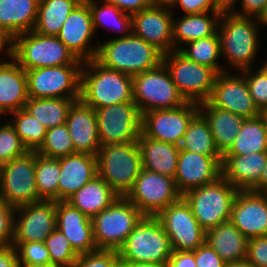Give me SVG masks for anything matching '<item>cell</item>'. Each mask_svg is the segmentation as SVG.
Segmentation results:
<instances>
[{
    "mask_svg": "<svg viewBox=\"0 0 267 267\" xmlns=\"http://www.w3.org/2000/svg\"><path fill=\"white\" fill-rule=\"evenodd\" d=\"M98 42L95 60L102 66L135 76L156 68L163 62V53L155 46L131 33L125 37Z\"/></svg>",
    "mask_w": 267,
    "mask_h": 267,
    "instance_id": "cell-1",
    "label": "cell"
},
{
    "mask_svg": "<svg viewBox=\"0 0 267 267\" xmlns=\"http://www.w3.org/2000/svg\"><path fill=\"white\" fill-rule=\"evenodd\" d=\"M133 78L102 66L95 59L83 62L80 99L99 109L122 102H133Z\"/></svg>",
    "mask_w": 267,
    "mask_h": 267,
    "instance_id": "cell-2",
    "label": "cell"
},
{
    "mask_svg": "<svg viewBox=\"0 0 267 267\" xmlns=\"http://www.w3.org/2000/svg\"><path fill=\"white\" fill-rule=\"evenodd\" d=\"M255 17L221 13L217 32L220 37L221 55L239 72L250 69L257 55L259 40Z\"/></svg>",
    "mask_w": 267,
    "mask_h": 267,
    "instance_id": "cell-3",
    "label": "cell"
},
{
    "mask_svg": "<svg viewBox=\"0 0 267 267\" xmlns=\"http://www.w3.org/2000/svg\"><path fill=\"white\" fill-rule=\"evenodd\" d=\"M98 175L120 197H125L142 170L137 142L102 145L97 153Z\"/></svg>",
    "mask_w": 267,
    "mask_h": 267,
    "instance_id": "cell-4",
    "label": "cell"
},
{
    "mask_svg": "<svg viewBox=\"0 0 267 267\" xmlns=\"http://www.w3.org/2000/svg\"><path fill=\"white\" fill-rule=\"evenodd\" d=\"M12 58L25 70L63 65H83L57 36L35 31L13 38Z\"/></svg>",
    "mask_w": 267,
    "mask_h": 267,
    "instance_id": "cell-5",
    "label": "cell"
},
{
    "mask_svg": "<svg viewBox=\"0 0 267 267\" xmlns=\"http://www.w3.org/2000/svg\"><path fill=\"white\" fill-rule=\"evenodd\" d=\"M168 235L156 217L144 216L118 250L121 263L147 262L166 266L172 255Z\"/></svg>",
    "mask_w": 267,
    "mask_h": 267,
    "instance_id": "cell-6",
    "label": "cell"
},
{
    "mask_svg": "<svg viewBox=\"0 0 267 267\" xmlns=\"http://www.w3.org/2000/svg\"><path fill=\"white\" fill-rule=\"evenodd\" d=\"M238 191L221 176L212 183L185 192L182 197L189 204L200 226L207 231L230 220L231 208Z\"/></svg>",
    "mask_w": 267,
    "mask_h": 267,
    "instance_id": "cell-7",
    "label": "cell"
},
{
    "mask_svg": "<svg viewBox=\"0 0 267 267\" xmlns=\"http://www.w3.org/2000/svg\"><path fill=\"white\" fill-rule=\"evenodd\" d=\"M144 215L126 197L118 196L92 218L97 250L118 251Z\"/></svg>",
    "mask_w": 267,
    "mask_h": 267,
    "instance_id": "cell-8",
    "label": "cell"
},
{
    "mask_svg": "<svg viewBox=\"0 0 267 267\" xmlns=\"http://www.w3.org/2000/svg\"><path fill=\"white\" fill-rule=\"evenodd\" d=\"M133 102L139 112L177 108L187 101L163 64L133 76Z\"/></svg>",
    "mask_w": 267,
    "mask_h": 267,
    "instance_id": "cell-9",
    "label": "cell"
},
{
    "mask_svg": "<svg viewBox=\"0 0 267 267\" xmlns=\"http://www.w3.org/2000/svg\"><path fill=\"white\" fill-rule=\"evenodd\" d=\"M163 64L186 101H207L219 74L215 69L187 59L178 50L163 54Z\"/></svg>",
    "mask_w": 267,
    "mask_h": 267,
    "instance_id": "cell-10",
    "label": "cell"
},
{
    "mask_svg": "<svg viewBox=\"0 0 267 267\" xmlns=\"http://www.w3.org/2000/svg\"><path fill=\"white\" fill-rule=\"evenodd\" d=\"M0 196L15 208L42 200L36 187L35 151L1 165Z\"/></svg>",
    "mask_w": 267,
    "mask_h": 267,
    "instance_id": "cell-11",
    "label": "cell"
},
{
    "mask_svg": "<svg viewBox=\"0 0 267 267\" xmlns=\"http://www.w3.org/2000/svg\"><path fill=\"white\" fill-rule=\"evenodd\" d=\"M81 68L63 65L27 70L28 98L80 99Z\"/></svg>",
    "mask_w": 267,
    "mask_h": 267,
    "instance_id": "cell-12",
    "label": "cell"
},
{
    "mask_svg": "<svg viewBox=\"0 0 267 267\" xmlns=\"http://www.w3.org/2000/svg\"><path fill=\"white\" fill-rule=\"evenodd\" d=\"M125 197L144 216L156 217L164 208L178 201L182 194L173 178L142 168Z\"/></svg>",
    "mask_w": 267,
    "mask_h": 267,
    "instance_id": "cell-13",
    "label": "cell"
},
{
    "mask_svg": "<svg viewBox=\"0 0 267 267\" xmlns=\"http://www.w3.org/2000/svg\"><path fill=\"white\" fill-rule=\"evenodd\" d=\"M98 136L102 145L137 142L141 113L134 102H122L96 109Z\"/></svg>",
    "mask_w": 267,
    "mask_h": 267,
    "instance_id": "cell-14",
    "label": "cell"
},
{
    "mask_svg": "<svg viewBox=\"0 0 267 267\" xmlns=\"http://www.w3.org/2000/svg\"><path fill=\"white\" fill-rule=\"evenodd\" d=\"M156 218L168 235L173 251H194L205 242L206 231L183 197L164 208Z\"/></svg>",
    "mask_w": 267,
    "mask_h": 267,
    "instance_id": "cell-15",
    "label": "cell"
},
{
    "mask_svg": "<svg viewBox=\"0 0 267 267\" xmlns=\"http://www.w3.org/2000/svg\"><path fill=\"white\" fill-rule=\"evenodd\" d=\"M199 104L187 101L172 109H158L141 114V133L155 140L180 145Z\"/></svg>",
    "mask_w": 267,
    "mask_h": 267,
    "instance_id": "cell-16",
    "label": "cell"
},
{
    "mask_svg": "<svg viewBox=\"0 0 267 267\" xmlns=\"http://www.w3.org/2000/svg\"><path fill=\"white\" fill-rule=\"evenodd\" d=\"M55 229L56 201L41 200L16 208L13 242H44Z\"/></svg>",
    "mask_w": 267,
    "mask_h": 267,
    "instance_id": "cell-17",
    "label": "cell"
},
{
    "mask_svg": "<svg viewBox=\"0 0 267 267\" xmlns=\"http://www.w3.org/2000/svg\"><path fill=\"white\" fill-rule=\"evenodd\" d=\"M207 101L214 107L233 112L245 119L257 117L260 112L241 72L237 76L228 71L219 73Z\"/></svg>",
    "mask_w": 267,
    "mask_h": 267,
    "instance_id": "cell-18",
    "label": "cell"
},
{
    "mask_svg": "<svg viewBox=\"0 0 267 267\" xmlns=\"http://www.w3.org/2000/svg\"><path fill=\"white\" fill-rule=\"evenodd\" d=\"M94 35L89 4L82 0L68 15L57 37L78 60L86 62L97 54L98 46L90 44Z\"/></svg>",
    "mask_w": 267,
    "mask_h": 267,
    "instance_id": "cell-19",
    "label": "cell"
},
{
    "mask_svg": "<svg viewBox=\"0 0 267 267\" xmlns=\"http://www.w3.org/2000/svg\"><path fill=\"white\" fill-rule=\"evenodd\" d=\"M172 9L150 6L132 14V33L163 54L173 51Z\"/></svg>",
    "mask_w": 267,
    "mask_h": 267,
    "instance_id": "cell-20",
    "label": "cell"
},
{
    "mask_svg": "<svg viewBox=\"0 0 267 267\" xmlns=\"http://www.w3.org/2000/svg\"><path fill=\"white\" fill-rule=\"evenodd\" d=\"M230 221L248 240L267 236V199L262 193L239 190L231 208Z\"/></svg>",
    "mask_w": 267,
    "mask_h": 267,
    "instance_id": "cell-21",
    "label": "cell"
},
{
    "mask_svg": "<svg viewBox=\"0 0 267 267\" xmlns=\"http://www.w3.org/2000/svg\"><path fill=\"white\" fill-rule=\"evenodd\" d=\"M222 158H213L190 151L180 150L175 174V184L185 192L212 183L222 176Z\"/></svg>",
    "mask_w": 267,
    "mask_h": 267,
    "instance_id": "cell-22",
    "label": "cell"
},
{
    "mask_svg": "<svg viewBox=\"0 0 267 267\" xmlns=\"http://www.w3.org/2000/svg\"><path fill=\"white\" fill-rule=\"evenodd\" d=\"M56 228L78 254L97 251L92 218L66 201H56Z\"/></svg>",
    "mask_w": 267,
    "mask_h": 267,
    "instance_id": "cell-23",
    "label": "cell"
},
{
    "mask_svg": "<svg viewBox=\"0 0 267 267\" xmlns=\"http://www.w3.org/2000/svg\"><path fill=\"white\" fill-rule=\"evenodd\" d=\"M66 125L75 152L97 156L101 143L98 136L96 110L81 99L76 100L68 112Z\"/></svg>",
    "mask_w": 267,
    "mask_h": 267,
    "instance_id": "cell-24",
    "label": "cell"
},
{
    "mask_svg": "<svg viewBox=\"0 0 267 267\" xmlns=\"http://www.w3.org/2000/svg\"><path fill=\"white\" fill-rule=\"evenodd\" d=\"M60 164L58 201H66L71 195L98 175L97 157L75 153L57 158Z\"/></svg>",
    "mask_w": 267,
    "mask_h": 267,
    "instance_id": "cell-25",
    "label": "cell"
},
{
    "mask_svg": "<svg viewBox=\"0 0 267 267\" xmlns=\"http://www.w3.org/2000/svg\"><path fill=\"white\" fill-rule=\"evenodd\" d=\"M267 162V152L223 155L222 176L238 190H251L259 181Z\"/></svg>",
    "mask_w": 267,
    "mask_h": 267,
    "instance_id": "cell-26",
    "label": "cell"
},
{
    "mask_svg": "<svg viewBox=\"0 0 267 267\" xmlns=\"http://www.w3.org/2000/svg\"><path fill=\"white\" fill-rule=\"evenodd\" d=\"M10 60L0 61V116L23 109L28 101L26 71Z\"/></svg>",
    "mask_w": 267,
    "mask_h": 267,
    "instance_id": "cell-27",
    "label": "cell"
},
{
    "mask_svg": "<svg viewBox=\"0 0 267 267\" xmlns=\"http://www.w3.org/2000/svg\"><path fill=\"white\" fill-rule=\"evenodd\" d=\"M137 143L141 153L142 168L175 178L180 151L178 145L155 140L142 133Z\"/></svg>",
    "mask_w": 267,
    "mask_h": 267,
    "instance_id": "cell-28",
    "label": "cell"
},
{
    "mask_svg": "<svg viewBox=\"0 0 267 267\" xmlns=\"http://www.w3.org/2000/svg\"><path fill=\"white\" fill-rule=\"evenodd\" d=\"M199 112L209 124L218 151L224 155L233 145L245 118L214 107L208 101L199 103Z\"/></svg>",
    "mask_w": 267,
    "mask_h": 267,
    "instance_id": "cell-29",
    "label": "cell"
},
{
    "mask_svg": "<svg viewBox=\"0 0 267 267\" xmlns=\"http://www.w3.org/2000/svg\"><path fill=\"white\" fill-rule=\"evenodd\" d=\"M40 0H0V29L11 38L34 29Z\"/></svg>",
    "mask_w": 267,
    "mask_h": 267,
    "instance_id": "cell-30",
    "label": "cell"
},
{
    "mask_svg": "<svg viewBox=\"0 0 267 267\" xmlns=\"http://www.w3.org/2000/svg\"><path fill=\"white\" fill-rule=\"evenodd\" d=\"M205 241L226 263L246 259L248 239L230 220L207 230Z\"/></svg>",
    "mask_w": 267,
    "mask_h": 267,
    "instance_id": "cell-31",
    "label": "cell"
},
{
    "mask_svg": "<svg viewBox=\"0 0 267 267\" xmlns=\"http://www.w3.org/2000/svg\"><path fill=\"white\" fill-rule=\"evenodd\" d=\"M117 197L108 183L97 175L71 195L66 202L89 218H93L109 207Z\"/></svg>",
    "mask_w": 267,
    "mask_h": 267,
    "instance_id": "cell-32",
    "label": "cell"
},
{
    "mask_svg": "<svg viewBox=\"0 0 267 267\" xmlns=\"http://www.w3.org/2000/svg\"><path fill=\"white\" fill-rule=\"evenodd\" d=\"M185 14L178 20L173 17V51L179 50L180 43L212 36L217 32L221 12ZM178 45V47H177Z\"/></svg>",
    "mask_w": 267,
    "mask_h": 267,
    "instance_id": "cell-33",
    "label": "cell"
},
{
    "mask_svg": "<svg viewBox=\"0 0 267 267\" xmlns=\"http://www.w3.org/2000/svg\"><path fill=\"white\" fill-rule=\"evenodd\" d=\"M82 0H40L33 31L57 36L68 15Z\"/></svg>",
    "mask_w": 267,
    "mask_h": 267,
    "instance_id": "cell-34",
    "label": "cell"
},
{
    "mask_svg": "<svg viewBox=\"0 0 267 267\" xmlns=\"http://www.w3.org/2000/svg\"><path fill=\"white\" fill-rule=\"evenodd\" d=\"M79 99L28 98L24 109L47 130L66 123L72 104Z\"/></svg>",
    "mask_w": 267,
    "mask_h": 267,
    "instance_id": "cell-35",
    "label": "cell"
},
{
    "mask_svg": "<svg viewBox=\"0 0 267 267\" xmlns=\"http://www.w3.org/2000/svg\"><path fill=\"white\" fill-rule=\"evenodd\" d=\"M179 149L213 158L223 157L216 147L207 120L200 112L190 121L179 145Z\"/></svg>",
    "mask_w": 267,
    "mask_h": 267,
    "instance_id": "cell-36",
    "label": "cell"
},
{
    "mask_svg": "<svg viewBox=\"0 0 267 267\" xmlns=\"http://www.w3.org/2000/svg\"><path fill=\"white\" fill-rule=\"evenodd\" d=\"M267 152V130L260 116L245 119L233 145L224 155Z\"/></svg>",
    "mask_w": 267,
    "mask_h": 267,
    "instance_id": "cell-37",
    "label": "cell"
},
{
    "mask_svg": "<svg viewBox=\"0 0 267 267\" xmlns=\"http://www.w3.org/2000/svg\"><path fill=\"white\" fill-rule=\"evenodd\" d=\"M178 51L187 59L213 68L218 73L228 70L218 62V59L222 57L218 32L212 36L190 41L186 43L185 48L182 47Z\"/></svg>",
    "mask_w": 267,
    "mask_h": 267,
    "instance_id": "cell-38",
    "label": "cell"
},
{
    "mask_svg": "<svg viewBox=\"0 0 267 267\" xmlns=\"http://www.w3.org/2000/svg\"><path fill=\"white\" fill-rule=\"evenodd\" d=\"M35 174L39 197L58 201L60 164L57 158H48L35 151Z\"/></svg>",
    "mask_w": 267,
    "mask_h": 267,
    "instance_id": "cell-39",
    "label": "cell"
},
{
    "mask_svg": "<svg viewBox=\"0 0 267 267\" xmlns=\"http://www.w3.org/2000/svg\"><path fill=\"white\" fill-rule=\"evenodd\" d=\"M85 1L89 4L92 25L95 33L100 25L105 27L106 25L111 26L110 24H112L113 27H116L117 31L121 33L125 32L119 37H125L132 33V16L130 14L123 12L116 6L107 2L101 6L98 4L97 0Z\"/></svg>",
    "mask_w": 267,
    "mask_h": 267,
    "instance_id": "cell-40",
    "label": "cell"
},
{
    "mask_svg": "<svg viewBox=\"0 0 267 267\" xmlns=\"http://www.w3.org/2000/svg\"><path fill=\"white\" fill-rule=\"evenodd\" d=\"M16 133L28 151H37L44 143L47 129L24 108L10 113Z\"/></svg>",
    "mask_w": 267,
    "mask_h": 267,
    "instance_id": "cell-41",
    "label": "cell"
},
{
    "mask_svg": "<svg viewBox=\"0 0 267 267\" xmlns=\"http://www.w3.org/2000/svg\"><path fill=\"white\" fill-rule=\"evenodd\" d=\"M36 152L48 158L75 154V148L66 123L48 129L44 143Z\"/></svg>",
    "mask_w": 267,
    "mask_h": 267,
    "instance_id": "cell-42",
    "label": "cell"
},
{
    "mask_svg": "<svg viewBox=\"0 0 267 267\" xmlns=\"http://www.w3.org/2000/svg\"><path fill=\"white\" fill-rule=\"evenodd\" d=\"M46 248L52 264L60 267H73L78 253L72 248L68 239L57 228L45 239Z\"/></svg>",
    "mask_w": 267,
    "mask_h": 267,
    "instance_id": "cell-43",
    "label": "cell"
},
{
    "mask_svg": "<svg viewBox=\"0 0 267 267\" xmlns=\"http://www.w3.org/2000/svg\"><path fill=\"white\" fill-rule=\"evenodd\" d=\"M21 267H36L51 263L50 254L44 242H13Z\"/></svg>",
    "mask_w": 267,
    "mask_h": 267,
    "instance_id": "cell-44",
    "label": "cell"
},
{
    "mask_svg": "<svg viewBox=\"0 0 267 267\" xmlns=\"http://www.w3.org/2000/svg\"><path fill=\"white\" fill-rule=\"evenodd\" d=\"M28 151L19 138L14 126L7 122L0 126V164L22 156Z\"/></svg>",
    "mask_w": 267,
    "mask_h": 267,
    "instance_id": "cell-45",
    "label": "cell"
},
{
    "mask_svg": "<svg viewBox=\"0 0 267 267\" xmlns=\"http://www.w3.org/2000/svg\"><path fill=\"white\" fill-rule=\"evenodd\" d=\"M251 70L250 68L241 73L246 79L251 98L260 111L267 107V73L261 67L256 73Z\"/></svg>",
    "mask_w": 267,
    "mask_h": 267,
    "instance_id": "cell-46",
    "label": "cell"
},
{
    "mask_svg": "<svg viewBox=\"0 0 267 267\" xmlns=\"http://www.w3.org/2000/svg\"><path fill=\"white\" fill-rule=\"evenodd\" d=\"M119 253L116 250H97L79 254L73 267H121Z\"/></svg>",
    "mask_w": 267,
    "mask_h": 267,
    "instance_id": "cell-47",
    "label": "cell"
},
{
    "mask_svg": "<svg viewBox=\"0 0 267 267\" xmlns=\"http://www.w3.org/2000/svg\"><path fill=\"white\" fill-rule=\"evenodd\" d=\"M15 210L0 196V247L12 246Z\"/></svg>",
    "mask_w": 267,
    "mask_h": 267,
    "instance_id": "cell-48",
    "label": "cell"
},
{
    "mask_svg": "<svg viewBox=\"0 0 267 267\" xmlns=\"http://www.w3.org/2000/svg\"><path fill=\"white\" fill-rule=\"evenodd\" d=\"M246 259L256 267H267V236L247 241Z\"/></svg>",
    "mask_w": 267,
    "mask_h": 267,
    "instance_id": "cell-49",
    "label": "cell"
},
{
    "mask_svg": "<svg viewBox=\"0 0 267 267\" xmlns=\"http://www.w3.org/2000/svg\"><path fill=\"white\" fill-rule=\"evenodd\" d=\"M194 257L197 267H224L226 264L206 241L194 250Z\"/></svg>",
    "mask_w": 267,
    "mask_h": 267,
    "instance_id": "cell-50",
    "label": "cell"
},
{
    "mask_svg": "<svg viewBox=\"0 0 267 267\" xmlns=\"http://www.w3.org/2000/svg\"><path fill=\"white\" fill-rule=\"evenodd\" d=\"M177 5L181 6L185 14L220 12L215 8L213 0H176L173 8Z\"/></svg>",
    "mask_w": 267,
    "mask_h": 267,
    "instance_id": "cell-51",
    "label": "cell"
},
{
    "mask_svg": "<svg viewBox=\"0 0 267 267\" xmlns=\"http://www.w3.org/2000/svg\"><path fill=\"white\" fill-rule=\"evenodd\" d=\"M103 2L110 3L130 15L152 6L150 0H102L101 3Z\"/></svg>",
    "mask_w": 267,
    "mask_h": 267,
    "instance_id": "cell-52",
    "label": "cell"
},
{
    "mask_svg": "<svg viewBox=\"0 0 267 267\" xmlns=\"http://www.w3.org/2000/svg\"><path fill=\"white\" fill-rule=\"evenodd\" d=\"M166 267H197L194 251H173Z\"/></svg>",
    "mask_w": 267,
    "mask_h": 267,
    "instance_id": "cell-53",
    "label": "cell"
},
{
    "mask_svg": "<svg viewBox=\"0 0 267 267\" xmlns=\"http://www.w3.org/2000/svg\"><path fill=\"white\" fill-rule=\"evenodd\" d=\"M267 0H241L242 11H232V13L240 16L258 18L263 12Z\"/></svg>",
    "mask_w": 267,
    "mask_h": 267,
    "instance_id": "cell-54",
    "label": "cell"
},
{
    "mask_svg": "<svg viewBox=\"0 0 267 267\" xmlns=\"http://www.w3.org/2000/svg\"><path fill=\"white\" fill-rule=\"evenodd\" d=\"M0 267H21L15 247H0Z\"/></svg>",
    "mask_w": 267,
    "mask_h": 267,
    "instance_id": "cell-55",
    "label": "cell"
},
{
    "mask_svg": "<svg viewBox=\"0 0 267 267\" xmlns=\"http://www.w3.org/2000/svg\"><path fill=\"white\" fill-rule=\"evenodd\" d=\"M9 44V45H8ZM12 44H13V38H11L4 30L0 29V52L5 47L7 58L12 57Z\"/></svg>",
    "mask_w": 267,
    "mask_h": 267,
    "instance_id": "cell-56",
    "label": "cell"
},
{
    "mask_svg": "<svg viewBox=\"0 0 267 267\" xmlns=\"http://www.w3.org/2000/svg\"><path fill=\"white\" fill-rule=\"evenodd\" d=\"M236 1L239 0H213L215 8L221 13L232 12L237 4Z\"/></svg>",
    "mask_w": 267,
    "mask_h": 267,
    "instance_id": "cell-57",
    "label": "cell"
},
{
    "mask_svg": "<svg viewBox=\"0 0 267 267\" xmlns=\"http://www.w3.org/2000/svg\"><path fill=\"white\" fill-rule=\"evenodd\" d=\"M267 188V162L260 181L251 189L254 192L262 193Z\"/></svg>",
    "mask_w": 267,
    "mask_h": 267,
    "instance_id": "cell-58",
    "label": "cell"
},
{
    "mask_svg": "<svg viewBox=\"0 0 267 267\" xmlns=\"http://www.w3.org/2000/svg\"><path fill=\"white\" fill-rule=\"evenodd\" d=\"M150 2L154 7H166L171 9L176 0H150Z\"/></svg>",
    "mask_w": 267,
    "mask_h": 267,
    "instance_id": "cell-59",
    "label": "cell"
},
{
    "mask_svg": "<svg viewBox=\"0 0 267 267\" xmlns=\"http://www.w3.org/2000/svg\"><path fill=\"white\" fill-rule=\"evenodd\" d=\"M121 267H166L154 263L137 262V263H122Z\"/></svg>",
    "mask_w": 267,
    "mask_h": 267,
    "instance_id": "cell-60",
    "label": "cell"
},
{
    "mask_svg": "<svg viewBox=\"0 0 267 267\" xmlns=\"http://www.w3.org/2000/svg\"><path fill=\"white\" fill-rule=\"evenodd\" d=\"M224 267H256L250 263L247 259L226 263Z\"/></svg>",
    "mask_w": 267,
    "mask_h": 267,
    "instance_id": "cell-61",
    "label": "cell"
},
{
    "mask_svg": "<svg viewBox=\"0 0 267 267\" xmlns=\"http://www.w3.org/2000/svg\"><path fill=\"white\" fill-rule=\"evenodd\" d=\"M258 22L262 25H266L267 26V3L265 5V8L263 10V12L260 14V16L257 18Z\"/></svg>",
    "mask_w": 267,
    "mask_h": 267,
    "instance_id": "cell-62",
    "label": "cell"
},
{
    "mask_svg": "<svg viewBox=\"0 0 267 267\" xmlns=\"http://www.w3.org/2000/svg\"><path fill=\"white\" fill-rule=\"evenodd\" d=\"M259 116L262 118L265 125V129L267 130V107L260 110Z\"/></svg>",
    "mask_w": 267,
    "mask_h": 267,
    "instance_id": "cell-63",
    "label": "cell"
},
{
    "mask_svg": "<svg viewBox=\"0 0 267 267\" xmlns=\"http://www.w3.org/2000/svg\"><path fill=\"white\" fill-rule=\"evenodd\" d=\"M36 267H60V266L49 263V264H44V265H40V266H36Z\"/></svg>",
    "mask_w": 267,
    "mask_h": 267,
    "instance_id": "cell-64",
    "label": "cell"
},
{
    "mask_svg": "<svg viewBox=\"0 0 267 267\" xmlns=\"http://www.w3.org/2000/svg\"><path fill=\"white\" fill-rule=\"evenodd\" d=\"M263 64L264 65L261 68L267 73V60Z\"/></svg>",
    "mask_w": 267,
    "mask_h": 267,
    "instance_id": "cell-65",
    "label": "cell"
},
{
    "mask_svg": "<svg viewBox=\"0 0 267 267\" xmlns=\"http://www.w3.org/2000/svg\"><path fill=\"white\" fill-rule=\"evenodd\" d=\"M262 194L265 196V198L267 199V188L262 192Z\"/></svg>",
    "mask_w": 267,
    "mask_h": 267,
    "instance_id": "cell-66",
    "label": "cell"
}]
</instances>
